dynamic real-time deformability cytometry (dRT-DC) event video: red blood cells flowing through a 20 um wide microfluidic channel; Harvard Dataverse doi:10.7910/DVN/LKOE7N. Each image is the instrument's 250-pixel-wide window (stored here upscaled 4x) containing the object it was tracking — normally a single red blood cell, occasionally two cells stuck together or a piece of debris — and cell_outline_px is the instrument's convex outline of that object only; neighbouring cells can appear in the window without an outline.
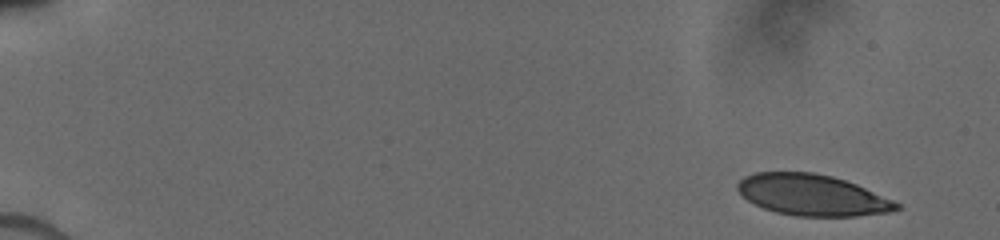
{"species": "human", "species_latin": "Homo sapiens", "temperature_condition": "cold", "stored_images_in_passage": 22, "camera_frame_rate_fps": 3000, "um_per_image_px": 0.085, "donor": {"sex": "male"}, "frame": {"image": 1, "passage_image": 1, "time_ms": 0.0, "image_size_px": [1000, 240], "cell_outline_px": [[904, 208], [888, 212], [856, 216], [796, 216], [776, 212], [764, 208], [748, 200], [736, 188], [736, 184], [744, 176], [756, 172], [812, 172], [832, 176], [856, 184], [892, 200], [900, 204]], "centroid_in_image_um": [69.04, 16.58], "position_along_channel_um": 16.0, "area_um2": 37.92}}
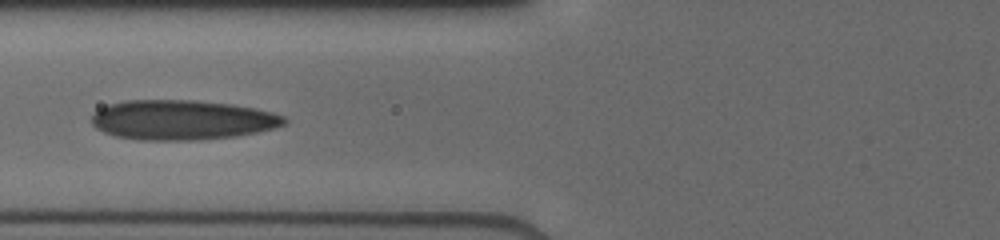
{"frame": {"image": 2, "passage_image": 13, "time_ms": 6.333, "image_size_px": [1000, 240], "cell_outline_px": [[288, 124], [276, 128], [236, 136], [192, 140], [136, 140], [116, 136], [104, 132], [96, 128], [92, 124], [92, 112], [108, 104], [124, 100], [196, 100], [232, 104], [256, 108], [272, 112], [284, 116], [288, 120]], "centroid_in_image_um": [15.48, 10.19], "position_along_channel_um": 110.3, "area_um2": 45.08}}
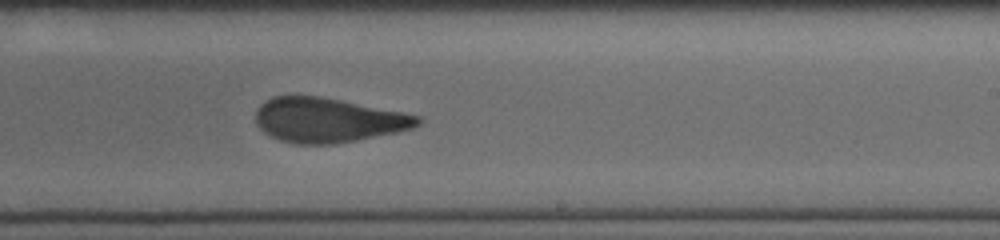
{"frame": {"image": 3, "passage_image": 22, "time_ms": 10.0, "image_size_px": [1000, 240], "cell_outline_px": [[424, 120], [420, 124], [412, 128], [396, 132], [356, 140], [332, 144], [296, 144], [280, 140], [264, 132], [256, 124], [256, 108], [264, 100], [272, 96], [320, 96], [420, 116]], "centroid_in_image_um": [27.84, 10.21], "position_along_channel_um": 261.2, "area_um2": 41.79}}